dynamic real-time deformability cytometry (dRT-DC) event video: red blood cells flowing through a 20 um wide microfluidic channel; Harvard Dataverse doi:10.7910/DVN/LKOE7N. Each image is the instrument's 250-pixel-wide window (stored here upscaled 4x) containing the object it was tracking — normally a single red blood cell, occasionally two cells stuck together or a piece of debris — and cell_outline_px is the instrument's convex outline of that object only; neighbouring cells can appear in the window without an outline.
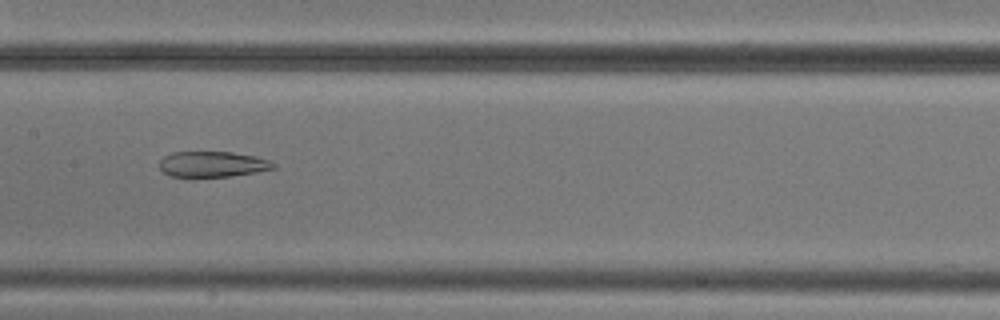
{"species": "common noctule bat (a hibernating species)", "species_latin": "Nyctalus noctula", "temperature_condition": "cold", "stored_images_in_passage": 9, "camera_frame_rate_fps": 3000, "um_per_image_px": 0.085, "animal": {"sex": "male", "body_mass_g": 20.5, "forearm_length_mm": 52.5}, "frame": {"image": 1, "passage_image": 7, "time_ms": 7.667, "image_size_px": [1000, 320], "cell_outline_px": [[276, 168], [256, 172], [232, 176], [168, 176], [160, 168], [160, 160], [164, 156], [172, 152], [232, 152], [256, 156], [268, 160], [276, 164]], "centroid_in_image_um": [18.08, 13.95], "position_along_channel_um": 189.3, "area_um2": 16.94}}
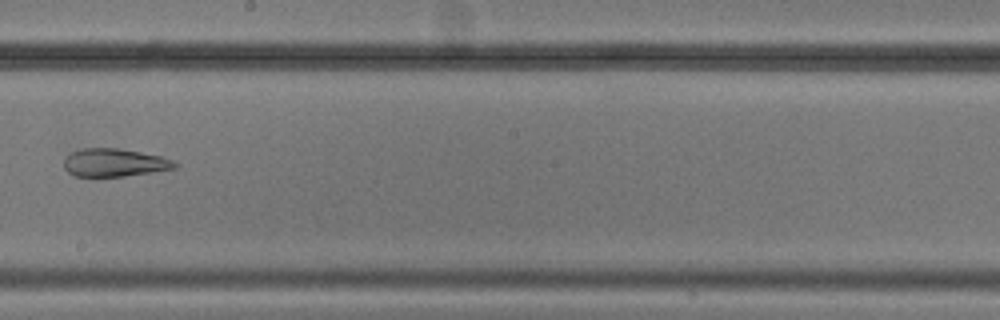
{"frame": {"image": 2, "passage_image": 8, "time_ms": 9.0, "image_size_px": [1000, 320], "cell_outline_px": [[180, 164], [176, 168], [124, 176], [76, 176], [68, 172], [64, 168], [64, 156], [80, 148], [120, 148], [160, 156], [172, 160]], "centroid_in_image_um": [9.7, 13.81], "position_along_channel_um": 238.5, "area_um2": 18.09}}